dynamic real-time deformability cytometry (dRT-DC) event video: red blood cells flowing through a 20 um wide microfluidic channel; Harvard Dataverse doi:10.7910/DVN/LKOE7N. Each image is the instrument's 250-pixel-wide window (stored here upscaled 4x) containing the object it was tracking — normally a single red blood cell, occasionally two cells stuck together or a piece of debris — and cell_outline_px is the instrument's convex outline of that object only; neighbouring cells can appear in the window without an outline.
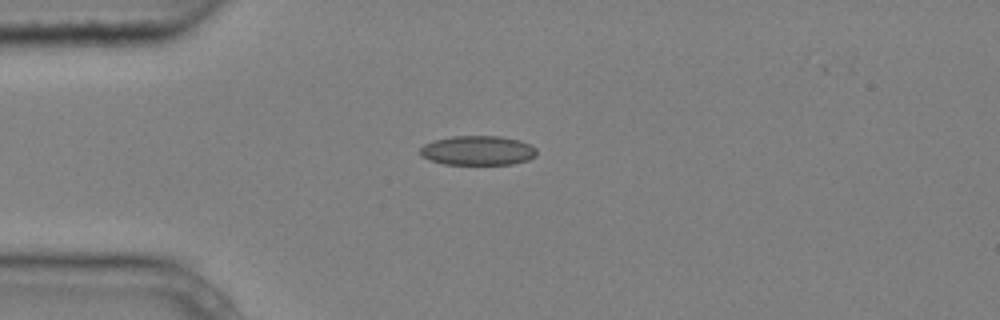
{"species": "common noctule bat (a hibernating species)", "species_latin": "Nyctalus noctula", "temperature_condition": "cold", "stored_images_in_passage": 3, "camera_frame_rate_fps": 3000, "um_per_image_px": 0.085, "animal": {"sex": "male", "body_mass_g": 20.4}, "frame": {"image": 1, "passage_image": 3, "time_ms": 0.667, "image_size_px": [1000, 320], "cell_outline_px": [[536, 156], [528, 160], [512, 164], [444, 164], [420, 156], [416, 152], [424, 144], [432, 140], [452, 136], [500, 136], [520, 140], [536, 148]], "centroid_in_image_um": [40.57, 12.78], "position_along_channel_um": 44.4, "area_um2": 20.17}}